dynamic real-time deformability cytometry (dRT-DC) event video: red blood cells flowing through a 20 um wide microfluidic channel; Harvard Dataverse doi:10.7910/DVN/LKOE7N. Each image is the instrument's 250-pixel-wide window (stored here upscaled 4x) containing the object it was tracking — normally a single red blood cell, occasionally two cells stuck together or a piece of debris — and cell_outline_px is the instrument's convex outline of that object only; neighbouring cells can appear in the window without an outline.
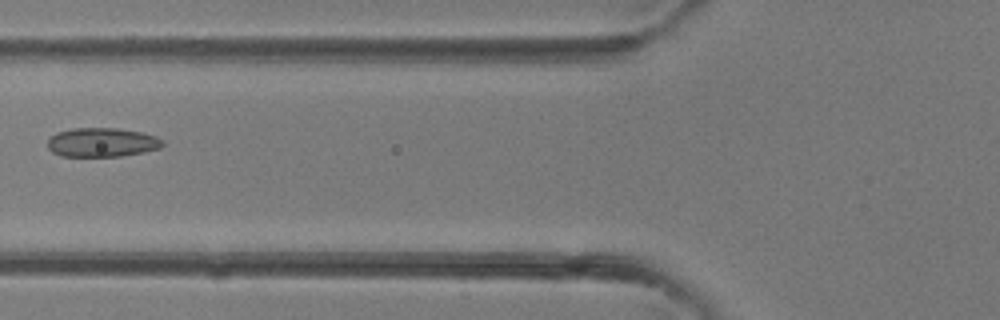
{"species": "common noctule bat (a hibernating species)", "species_latin": "Nyctalus noctula", "temperature_condition": "room temperature", "stored_images_in_passage": 38, "camera_frame_rate_fps": 3000, "um_per_image_px": 0.085, "animal": {"sex": "female"}, "frame": {"image": 1, "passage_image": 16, "time_ms": 5.0, "image_size_px": [1000, 320], "cell_outline_px": [[164, 144], [160, 148], [144, 152], [120, 156], [60, 156], [52, 152], [48, 148], [48, 140], [56, 132], [72, 128], [116, 128], [140, 132], [156, 136], [164, 140]], "centroid_in_image_um": [8.67, 12.1], "position_along_channel_um": 117.1, "area_um2": 19.54}}
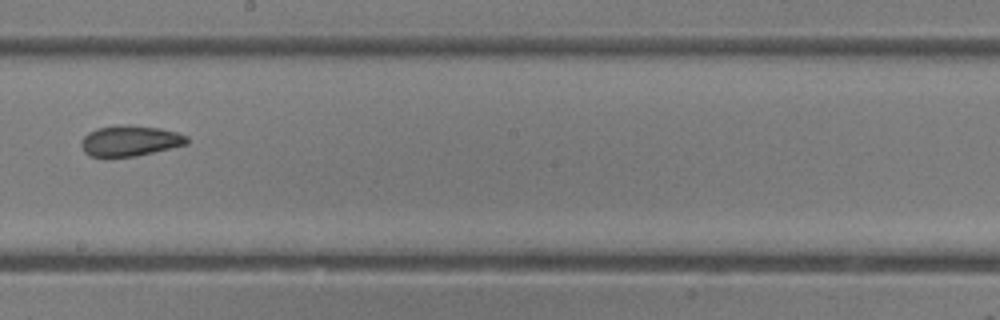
{"frame": {"image": 2, "passage_image": 23, "time_ms": 7.333, "image_size_px": [1000, 320], "cell_outline_px": [[188, 144], [136, 156], [88, 156], [84, 152], [80, 144], [84, 136], [88, 132], [96, 128], [120, 124], [160, 128], [176, 132], [188, 136]], "centroid_in_image_um": [11.04, 11.96], "position_along_channel_um": 237.2, "area_um2": 18.84}}
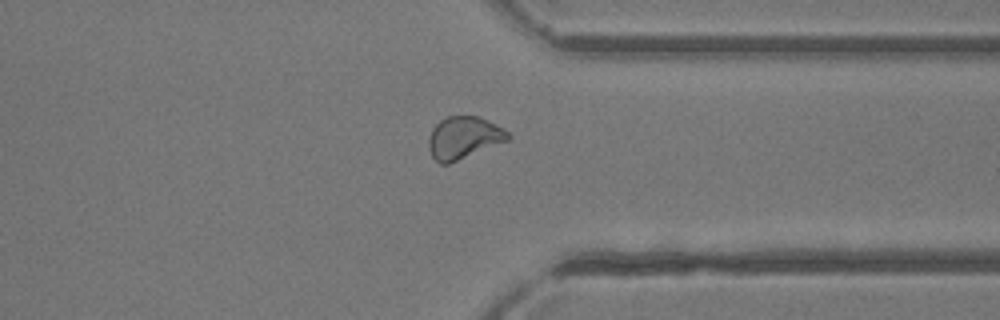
{"frame": {"image": 3, "passage_image": 31, "time_ms": 10.0, "image_size_px": [1000, 320], "cell_outline_px": [[512, 136], [508, 140], [448, 164], [440, 164], [432, 156], [428, 148], [428, 136], [432, 128], [440, 120], [448, 116], [480, 116], [504, 128]], "centroid_in_image_um": [39.4, 11.69], "position_along_channel_um": 372.0, "area_um2": 19.59}}